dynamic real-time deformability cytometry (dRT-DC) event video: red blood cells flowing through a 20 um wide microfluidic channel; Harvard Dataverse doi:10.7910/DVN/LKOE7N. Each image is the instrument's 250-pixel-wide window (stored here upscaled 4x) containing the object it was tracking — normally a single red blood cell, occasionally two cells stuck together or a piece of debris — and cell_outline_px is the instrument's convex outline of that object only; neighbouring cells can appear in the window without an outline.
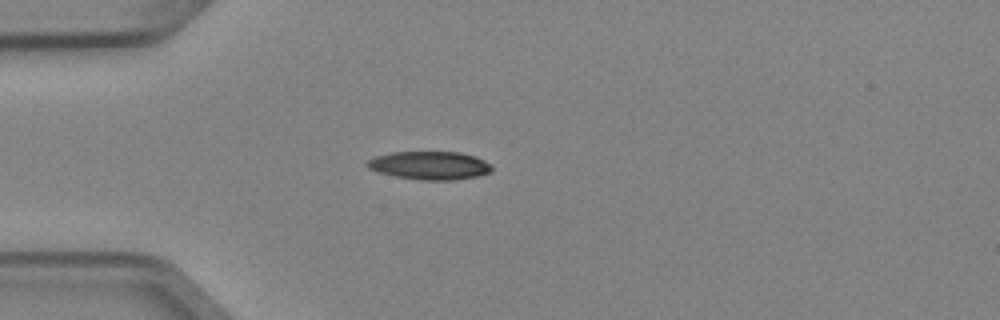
{"species": "Egyptian fruit bat (a non-hibernating species)", "species_latin": "Rousettus aegyptiacus", "temperature_condition": "cold", "stored_images_in_passage": 2, "camera_frame_rate_fps": 3000, "um_per_image_px": 0.085, "animal": {"sex": "female"}, "frame": {"image": 1, "passage_image": 1, "time_ms": 0.0, "image_size_px": [1000, 320], "cell_outline_px": [[492, 172], [476, 176], [456, 180], [420, 180], [396, 176], [380, 172], [368, 168], [364, 164], [368, 160], [376, 156], [392, 152], [460, 152], [476, 156], [492, 164]], "centroid_in_image_um": [36.56, 14.06], "position_along_channel_um": 48.4, "area_um2": 20.58}}